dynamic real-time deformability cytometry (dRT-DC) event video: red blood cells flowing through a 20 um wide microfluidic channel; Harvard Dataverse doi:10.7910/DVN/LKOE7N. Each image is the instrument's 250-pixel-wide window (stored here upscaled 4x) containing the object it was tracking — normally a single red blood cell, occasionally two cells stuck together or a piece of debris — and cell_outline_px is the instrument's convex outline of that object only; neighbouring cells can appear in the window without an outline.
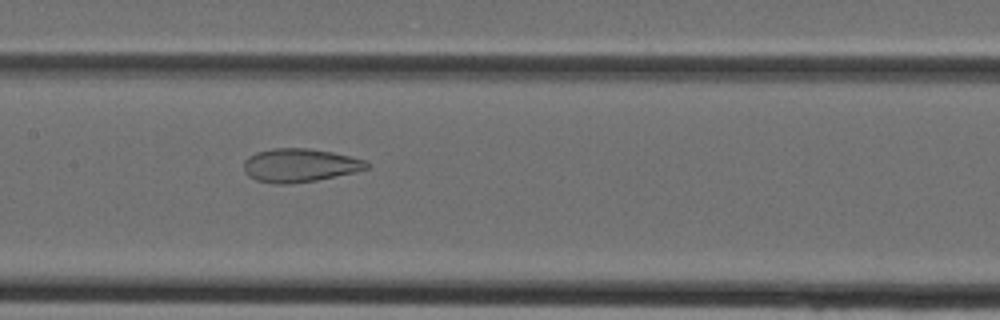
{"species": "Egyptian fruit bat (a non-hibernating species)", "species_latin": "Rousettus aegyptiacus", "temperature_condition": "cold", "stored_images_in_passage": 24, "camera_frame_rate_fps": 3000, "um_per_image_px": 0.085, "animal": {"sex": "female"}, "frame": {"image": 1, "passage_image": 12, "time_ms": 3.667, "image_size_px": [1000, 320], "cell_outline_px": [[368, 168], [356, 172], [316, 180], [288, 184], [276, 184], [256, 180], [248, 176], [244, 172], [244, 160], [248, 156], [256, 152], [272, 148], [308, 148], [332, 152], [364, 160], [368, 164]], "centroid_in_image_um": [25.43, 14.05], "position_along_channel_um": 182.0, "area_um2": 23.93}}
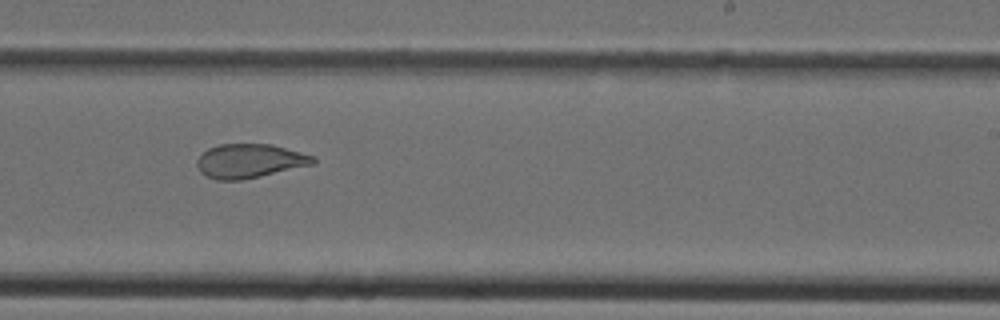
{"frame": {"image": 2, "passage_image": 17, "time_ms": 5.333, "image_size_px": [1000, 320], "cell_outline_px": [[316, 164], [260, 176], [240, 180], [216, 180], [200, 172], [196, 164], [196, 160], [208, 148], [220, 144], [272, 144], [316, 156]], "centroid_in_image_um": [21.25, 13.68], "position_along_channel_um": 267.8, "area_um2": 23.12}}
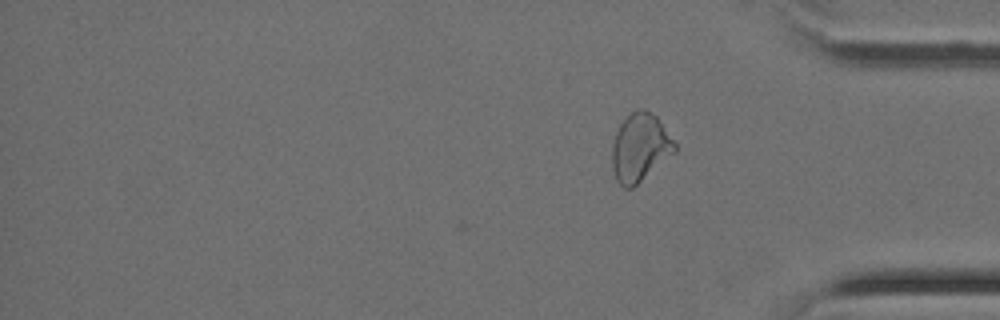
{"frame": {"image": 3, "passage_image": 24, "time_ms": 7.667, "image_size_px": [1000, 320], "cell_outline_px": [[676, 152], [632, 188], [624, 188], [616, 180], [612, 168], [612, 144], [616, 132], [620, 124], [636, 108], [644, 108], [652, 112], [656, 116], [676, 144]], "centroid_in_image_um": [54.39, 12.54], "position_along_channel_um": 380.8, "area_um2": 24.8}}